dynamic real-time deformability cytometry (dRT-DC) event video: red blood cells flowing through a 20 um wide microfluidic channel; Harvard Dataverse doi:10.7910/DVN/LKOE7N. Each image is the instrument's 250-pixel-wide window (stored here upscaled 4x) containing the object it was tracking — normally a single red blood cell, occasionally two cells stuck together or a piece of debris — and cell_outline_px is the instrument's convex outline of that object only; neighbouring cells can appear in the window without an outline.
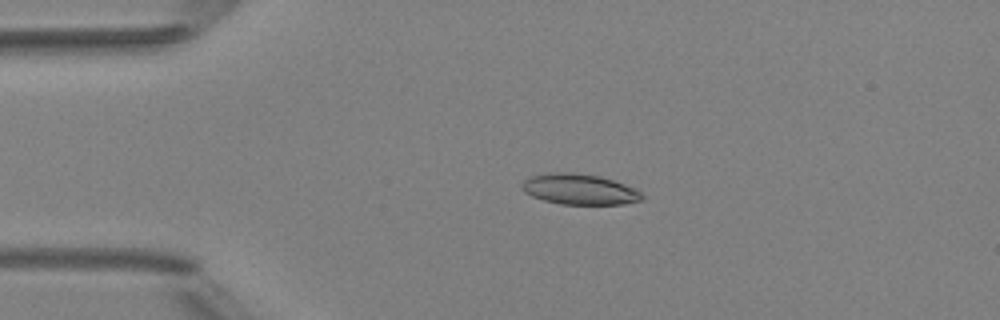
{"species": "Egyptian fruit bat (a non-hibernating species)", "species_latin": "Rousettus aegyptiacus", "temperature_condition": "room temperature", "stored_images_in_passage": 4, "camera_frame_rate_fps": 3000, "um_per_image_px": 0.085, "animal": {"sex": "female"}, "frame": {"image": 1, "passage_image": 3, "time_ms": 2.0, "image_size_px": [1000, 320], "cell_outline_px": [[644, 200], [624, 204], [560, 204], [544, 200], [532, 196], [524, 192], [520, 188], [520, 184], [528, 176], [556, 172], [572, 172], [600, 176], [636, 188], [644, 196]], "centroid_in_image_um": [49.24, 16.09], "position_along_channel_um": 35.8, "area_um2": 21.62}}